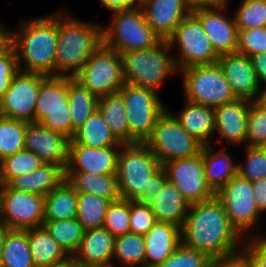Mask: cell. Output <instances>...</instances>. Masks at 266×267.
<instances>
[{
  "instance_id": "6da1fadb",
  "label": "cell",
  "mask_w": 266,
  "mask_h": 267,
  "mask_svg": "<svg viewBox=\"0 0 266 267\" xmlns=\"http://www.w3.org/2000/svg\"><path fill=\"white\" fill-rule=\"evenodd\" d=\"M244 238L230 224L225 208L215 197L190 204L181 228V243L212 261L242 251Z\"/></svg>"
},
{
  "instance_id": "7a4b0ae2",
  "label": "cell",
  "mask_w": 266,
  "mask_h": 267,
  "mask_svg": "<svg viewBox=\"0 0 266 267\" xmlns=\"http://www.w3.org/2000/svg\"><path fill=\"white\" fill-rule=\"evenodd\" d=\"M19 23L18 31L10 30L19 70L54 76L58 12Z\"/></svg>"
},
{
  "instance_id": "3957f363",
  "label": "cell",
  "mask_w": 266,
  "mask_h": 267,
  "mask_svg": "<svg viewBox=\"0 0 266 267\" xmlns=\"http://www.w3.org/2000/svg\"><path fill=\"white\" fill-rule=\"evenodd\" d=\"M102 43L101 25L59 11L54 76L73 77Z\"/></svg>"
},
{
  "instance_id": "277c9868",
  "label": "cell",
  "mask_w": 266,
  "mask_h": 267,
  "mask_svg": "<svg viewBox=\"0 0 266 267\" xmlns=\"http://www.w3.org/2000/svg\"><path fill=\"white\" fill-rule=\"evenodd\" d=\"M162 176V164L144 143L121 146L116 171L121 199L144 201Z\"/></svg>"
},
{
  "instance_id": "5b68a950",
  "label": "cell",
  "mask_w": 266,
  "mask_h": 267,
  "mask_svg": "<svg viewBox=\"0 0 266 267\" xmlns=\"http://www.w3.org/2000/svg\"><path fill=\"white\" fill-rule=\"evenodd\" d=\"M168 40L149 48L121 54L125 83L151 88L158 92L165 79L177 72L174 57L169 55Z\"/></svg>"
},
{
  "instance_id": "8992f818",
  "label": "cell",
  "mask_w": 266,
  "mask_h": 267,
  "mask_svg": "<svg viewBox=\"0 0 266 267\" xmlns=\"http://www.w3.org/2000/svg\"><path fill=\"white\" fill-rule=\"evenodd\" d=\"M110 25L102 27L103 44L120 55L156 45L161 38L147 23L143 9L113 11Z\"/></svg>"
},
{
  "instance_id": "52a82bcc",
  "label": "cell",
  "mask_w": 266,
  "mask_h": 267,
  "mask_svg": "<svg viewBox=\"0 0 266 267\" xmlns=\"http://www.w3.org/2000/svg\"><path fill=\"white\" fill-rule=\"evenodd\" d=\"M73 78L97 98L118 93L125 84L122 57L102 43Z\"/></svg>"
},
{
  "instance_id": "ba28073f",
  "label": "cell",
  "mask_w": 266,
  "mask_h": 267,
  "mask_svg": "<svg viewBox=\"0 0 266 267\" xmlns=\"http://www.w3.org/2000/svg\"><path fill=\"white\" fill-rule=\"evenodd\" d=\"M180 71L185 100L215 108L237 99L218 63L190 66Z\"/></svg>"
},
{
  "instance_id": "9c48e42d",
  "label": "cell",
  "mask_w": 266,
  "mask_h": 267,
  "mask_svg": "<svg viewBox=\"0 0 266 267\" xmlns=\"http://www.w3.org/2000/svg\"><path fill=\"white\" fill-rule=\"evenodd\" d=\"M144 144L162 165L171 160L196 156L203 147L167 109L158 117L151 136Z\"/></svg>"
},
{
  "instance_id": "30bf717a",
  "label": "cell",
  "mask_w": 266,
  "mask_h": 267,
  "mask_svg": "<svg viewBox=\"0 0 266 267\" xmlns=\"http://www.w3.org/2000/svg\"><path fill=\"white\" fill-rule=\"evenodd\" d=\"M119 92L123 96L129 122V144L145 143L158 117L168 108L158 92L151 88L125 83Z\"/></svg>"
},
{
  "instance_id": "8fae6325",
  "label": "cell",
  "mask_w": 266,
  "mask_h": 267,
  "mask_svg": "<svg viewBox=\"0 0 266 267\" xmlns=\"http://www.w3.org/2000/svg\"><path fill=\"white\" fill-rule=\"evenodd\" d=\"M34 123L72 138L68 102V76H47L41 83L35 106Z\"/></svg>"
},
{
  "instance_id": "7c38bea8",
  "label": "cell",
  "mask_w": 266,
  "mask_h": 267,
  "mask_svg": "<svg viewBox=\"0 0 266 267\" xmlns=\"http://www.w3.org/2000/svg\"><path fill=\"white\" fill-rule=\"evenodd\" d=\"M168 43L171 48L177 45L179 49L180 53L174 57L178 70L195 65L214 64L219 59L202 24L193 13L180 22Z\"/></svg>"
},
{
  "instance_id": "4fadbf2b",
  "label": "cell",
  "mask_w": 266,
  "mask_h": 267,
  "mask_svg": "<svg viewBox=\"0 0 266 267\" xmlns=\"http://www.w3.org/2000/svg\"><path fill=\"white\" fill-rule=\"evenodd\" d=\"M253 194L252 182L239 175L215 194L225 208L230 224L243 238L247 231L256 226L261 215Z\"/></svg>"
},
{
  "instance_id": "5bb4252c",
  "label": "cell",
  "mask_w": 266,
  "mask_h": 267,
  "mask_svg": "<svg viewBox=\"0 0 266 267\" xmlns=\"http://www.w3.org/2000/svg\"><path fill=\"white\" fill-rule=\"evenodd\" d=\"M0 222L10 230L41 227L44 222V196L12 190L4 185L0 203Z\"/></svg>"
},
{
  "instance_id": "9a60e30c",
  "label": "cell",
  "mask_w": 266,
  "mask_h": 267,
  "mask_svg": "<svg viewBox=\"0 0 266 267\" xmlns=\"http://www.w3.org/2000/svg\"><path fill=\"white\" fill-rule=\"evenodd\" d=\"M162 167L163 176L179 189L189 204L215 197L205 179L202 150L196 156L171 160Z\"/></svg>"
},
{
  "instance_id": "2e32d148",
  "label": "cell",
  "mask_w": 266,
  "mask_h": 267,
  "mask_svg": "<svg viewBox=\"0 0 266 267\" xmlns=\"http://www.w3.org/2000/svg\"><path fill=\"white\" fill-rule=\"evenodd\" d=\"M46 77L42 74L19 70L14 75L8 90L0 99V115L34 123L40 83Z\"/></svg>"
},
{
  "instance_id": "e0dca14e",
  "label": "cell",
  "mask_w": 266,
  "mask_h": 267,
  "mask_svg": "<svg viewBox=\"0 0 266 267\" xmlns=\"http://www.w3.org/2000/svg\"><path fill=\"white\" fill-rule=\"evenodd\" d=\"M227 7H196L192 10L219 56L236 52L238 46V28L234 16L232 19L225 17Z\"/></svg>"
},
{
  "instance_id": "ac0fdd59",
  "label": "cell",
  "mask_w": 266,
  "mask_h": 267,
  "mask_svg": "<svg viewBox=\"0 0 266 267\" xmlns=\"http://www.w3.org/2000/svg\"><path fill=\"white\" fill-rule=\"evenodd\" d=\"M24 139L25 149L35 153L43 163L60 165L66 170L70 139L64 134L27 122Z\"/></svg>"
},
{
  "instance_id": "d6986e66",
  "label": "cell",
  "mask_w": 266,
  "mask_h": 267,
  "mask_svg": "<svg viewBox=\"0 0 266 267\" xmlns=\"http://www.w3.org/2000/svg\"><path fill=\"white\" fill-rule=\"evenodd\" d=\"M217 63L237 99L259 100L261 88L250 57L233 52L219 56Z\"/></svg>"
},
{
  "instance_id": "ffe728a7",
  "label": "cell",
  "mask_w": 266,
  "mask_h": 267,
  "mask_svg": "<svg viewBox=\"0 0 266 267\" xmlns=\"http://www.w3.org/2000/svg\"><path fill=\"white\" fill-rule=\"evenodd\" d=\"M151 206L157 222H165L182 228L190 204L179 189L162 176L153 191L143 201Z\"/></svg>"
},
{
  "instance_id": "44dd1931",
  "label": "cell",
  "mask_w": 266,
  "mask_h": 267,
  "mask_svg": "<svg viewBox=\"0 0 266 267\" xmlns=\"http://www.w3.org/2000/svg\"><path fill=\"white\" fill-rule=\"evenodd\" d=\"M140 7L147 23L162 40H168L193 10L189 0H144Z\"/></svg>"
},
{
  "instance_id": "7402d4cb",
  "label": "cell",
  "mask_w": 266,
  "mask_h": 267,
  "mask_svg": "<svg viewBox=\"0 0 266 267\" xmlns=\"http://www.w3.org/2000/svg\"><path fill=\"white\" fill-rule=\"evenodd\" d=\"M120 149L121 146L94 148L84 145H69L65 172L116 174Z\"/></svg>"
},
{
  "instance_id": "603a6c76",
  "label": "cell",
  "mask_w": 266,
  "mask_h": 267,
  "mask_svg": "<svg viewBox=\"0 0 266 267\" xmlns=\"http://www.w3.org/2000/svg\"><path fill=\"white\" fill-rule=\"evenodd\" d=\"M114 242L104 227L86 230L72 258L79 267H117L112 263Z\"/></svg>"
},
{
  "instance_id": "cb8c5ba5",
  "label": "cell",
  "mask_w": 266,
  "mask_h": 267,
  "mask_svg": "<svg viewBox=\"0 0 266 267\" xmlns=\"http://www.w3.org/2000/svg\"><path fill=\"white\" fill-rule=\"evenodd\" d=\"M251 101L236 99L214 108L215 133L227 144L246 145L247 116Z\"/></svg>"
},
{
  "instance_id": "d4e9b609",
  "label": "cell",
  "mask_w": 266,
  "mask_h": 267,
  "mask_svg": "<svg viewBox=\"0 0 266 267\" xmlns=\"http://www.w3.org/2000/svg\"><path fill=\"white\" fill-rule=\"evenodd\" d=\"M144 267L163 263L181 244V228L171 223L157 222L145 235Z\"/></svg>"
},
{
  "instance_id": "484cf974",
  "label": "cell",
  "mask_w": 266,
  "mask_h": 267,
  "mask_svg": "<svg viewBox=\"0 0 266 267\" xmlns=\"http://www.w3.org/2000/svg\"><path fill=\"white\" fill-rule=\"evenodd\" d=\"M65 180V170L60 165L43 163L39 168L12 179L7 186L12 190L46 196Z\"/></svg>"
},
{
  "instance_id": "4316f807",
  "label": "cell",
  "mask_w": 266,
  "mask_h": 267,
  "mask_svg": "<svg viewBox=\"0 0 266 267\" xmlns=\"http://www.w3.org/2000/svg\"><path fill=\"white\" fill-rule=\"evenodd\" d=\"M179 113L173 114L180 125L203 145H211L215 133L214 108L185 100Z\"/></svg>"
},
{
  "instance_id": "83f0119b",
  "label": "cell",
  "mask_w": 266,
  "mask_h": 267,
  "mask_svg": "<svg viewBox=\"0 0 266 267\" xmlns=\"http://www.w3.org/2000/svg\"><path fill=\"white\" fill-rule=\"evenodd\" d=\"M211 145H203L202 160L204 175L208 186L216 194L233 177L238 175V163L232 161L231 156L223 151L213 152Z\"/></svg>"
},
{
  "instance_id": "f1b7e54d",
  "label": "cell",
  "mask_w": 266,
  "mask_h": 267,
  "mask_svg": "<svg viewBox=\"0 0 266 267\" xmlns=\"http://www.w3.org/2000/svg\"><path fill=\"white\" fill-rule=\"evenodd\" d=\"M65 179L77 193L95 194L110 202L120 199L116 174L65 172Z\"/></svg>"
},
{
  "instance_id": "f546056e",
  "label": "cell",
  "mask_w": 266,
  "mask_h": 267,
  "mask_svg": "<svg viewBox=\"0 0 266 267\" xmlns=\"http://www.w3.org/2000/svg\"><path fill=\"white\" fill-rule=\"evenodd\" d=\"M69 145H84L86 147L102 148L108 146H122L111 132L102 114L96 109L93 114L75 130Z\"/></svg>"
},
{
  "instance_id": "4dcf8cb0",
  "label": "cell",
  "mask_w": 266,
  "mask_h": 267,
  "mask_svg": "<svg viewBox=\"0 0 266 267\" xmlns=\"http://www.w3.org/2000/svg\"><path fill=\"white\" fill-rule=\"evenodd\" d=\"M28 243L35 267H47L70 258L43 226L28 229Z\"/></svg>"
},
{
  "instance_id": "1f68e13d",
  "label": "cell",
  "mask_w": 266,
  "mask_h": 267,
  "mask_svg": "<svg viewBox=\"0 0 266 267\" xmlns=\"http://www.w3.org/2000/svg\"><path fill=\"white\" fill-rule=\"evenodd\" d=\"M77 192L65 179L44 197V220L76 218Z\"/></svg>"
},
{
  "instance_id": "d6a6232c",
  "label": "cell",
  "mask_w": 266,
  "mask_h": 267,
  "mask_svg": "<svg viewBox=\"0 0 266 267\" xmlns=\"http://www.w3.org/2000/svg\"><path fill=\"white\" fill-rule=\"evenodd\" d=\"M97 109L114 136L121 143L129 144V122L122 94L118 92L98 98Z\"/></svg>"
},
{
  "instance_id": "836d02e7",
  "label": "cell",
  "mask_w": 266,
  "mask_h": 267,
  "mask_svg": "<svg viewBox=\"0 0 266 267\" xmlns=\"http://www.w3.org/2000/svg\"><path fill=\"white\" fill-rule=\"evenodd\" d=\"M68 102L72 121V137L97 109L98 98L73 77H68Z\"/></svg>"
},
{
  "instance_id": "e575fe53",
  "label": "cell",
  "mask_w": 266,
  "mask_h": 267,
  "mask_svg": "<svg viewBox=\"0 0 266 267\" xmlns=\"http://www.w3.org/2000/svg\"><path fill=\"white\" fill-rule=\"evenodd\" d=\"M1 267H35L28 243V229L8 231Z\"/></svg>"
},
{
  "instance_id": "d590c367",
  "label": "cell",
  "mask_w": 266,
  "mask_h": 267,
  "mask_svg": "<svg viewBox=\"0 0 266 267\" xmlns=\"http://www.w3.org/2000/svg\"><path fill=\"white\" fill-rule=\"evenodd\" d=\"M42 226L70 257L77 251L85 232L76 218L44 220Z\"/></svg>"
},
{
  "instance_id": "8d00e7d4",
  "label": "cell",
  "mask_w": 266,
  "mask_h": 267,
  "mask_svg": "<svg viewBox=\"0 0 266 267\" xmlns=\"http://www.w3.org/2000/svg\"><path fill=\"white\" fill-rule=\"evenodd\" d=\"M110 201L89 193H77L76 219L84 230L103 227Z\"/></svg>"
},
{
  "instance_id": "74e56055",
  "label": "cell",
  "mask_w": 266,
  "mask_h": 267,
  "mask_svg": "<svg viewBox=\"0 0 266 267\" xmlns=\"http://www.w3.org/2000/svg\"><path fill=\"white\" fill-rule=\"evenodd\" d=\"M122 267H144L145 241L144 235L131 232L115 237L113 259Z\"/></svg>"
},
{
  "instance_id": "f35d334b",
  "label": "cell",
  "mask_w": 266,
  "mask_h": 267,
  "mask_svg": "<svg viewBox=\"0 0 266 267\" xmlns=\"http://www.w3.org/2000/svg\"><path fill=\"white\" fill-rule=\"evenodd\" d=\"M27 122L0 115V161L25 148Z\"/></svg>"
},
{
  "instance_id": "ab89813d",
  "label": "cell",
  "mask_w": 266,
  "mask_h": 267,
  "mask_svg": "<svg viewBox=\"0 0 266 267\" xmlns=\"http://www.w3.org/2000/svg\"><path fill=\"white\" fill-rule=\"evenodd\" d=\"M42 164L35 153L24 148L0 161V179L7 185L12 179L32 172Z\"/></svg>"
},
{
  "instance_id": "60d3db41",
  "label": "cell",
  "mask_w": 266,
  "mask_h": 267,
  "mask_svg": "<svg viewBox=\"0 0 266 267\" xmlns=\"http://www.w3.org/2000/svg\"><path fill=\"white\" fill-rule=\"evenodd\" d=\"M238 6L233 15L238 30L266 27V0H242Z\"/></svg>"
},
{
  "instance_id": "b9f144b4",
  "label": "cell",
  "mask_w": 266,
  "mask_h": 267,
  "mask_svg": "<svg viewBox=\"0 0 266 267\" xmlns=\"http://www.w3.org/2000/svg\"><path fill=\"white\" fill-rule=\"evenodd\" d=\"M246 145L266 147V107L259 101L251 102L249 107Z\"/></svg>"
},
{
  "instance_id": "7bdbcfd3",
  "label": "cell",
  "mask_w": 266,
  "mask_h": 267,
  "mask_svg": "<svg viewBox=\"0 0 266 267\" xmlns=\"http://www.w3.org/2000/svg\"><path fill=\"white\" fill-rule=\"evenodd\" d=\"M103 227L114 237L130 232V201L118 199L110 202Z\"/></svg>"
},
{
  "instance_id": "ee69618b",
  "label": "cell",
  "mask_w": 266,
  "mask_h": 267,
  "mask_svg": "<svg viewBox=\"0 0 266 267\" xmlns=\"http://www.w3.org/2000/svg\"><path fill=\"white\" fill-rule=\"evenodd\" d=\"M245 163H238V175L251 182L266 178V147L246 146Z\"/></svg>"
},
{
  "instance_id": "f6af8a7d",
  "label": "cell",
  "mask_w": 266,
  "mask_h": 267,
  "mask_svg": "<svg viewBox=\"0 0 266 267\" xmlns=\"http://www.w3.org/2000/svg\"><path fill=\"white\" fill-rule=\"evenodd\" d=\"M212 262L204 253L181 243L170 257L155 267H212Z\"/></svg>"
},
{
  "instance_id": "bcb514c9",
  "label": "cell",
  "mask_w": 266,
  "mask_h": 267,
  "mask_svg": "<svg viewBox=\"0 0 266 267\" xmlns=\"http://www.w3.org/2000/svg\"><path fill=\"white\" fill-rule=\"evenodd\" d=\"M236 52L245 54L248 57L266 52V27L238 30Z\"/></svg>"
},
{
  "instance_id": "7dc6e473",
  "label": "cell",
  "mask_w": 266,
  "mask_h": 267,
  "mask_svg": "<svg viewBox=\"0 0 266 267\" xmlns=\"http://www.w3.org/2000/svg\"><path fill=\"white\" fill-rule=\"evenodd\" d=\"M157 223L151 206L143 201H130V232L145 235Z\"/></svg>"
},
{
  "instance_id": "c3c4849f",
  "label": "cell",
  "mask_w": 266,
  "mask_h": 267,
  "mask_svg": "<svg viewBox=\"0 0 266 267\" xmlns=\"http://www.w3.org/2000/svg\"><path fill=\"white\" fill-rule=\"evenodd\" d=\"M18 71L17 55L14 47L10 44L0 54V99L8 90L14 75Z\"/></svg>"
},
{
  "instance_id": "681fc988",
  "label": "cell",
  "mask_w": 266,
  "mask_h": 267,
  "mask_svg": "<svg viewBox=\"0 0 266 267\" xmlns=\"http://www.w3.org/2000/svg\"><path fill=\"white\" fill-rule=\"evenodd\" d=\"M242 251L250 258L253 267H266V235H246Z\"/></svg>"
},
{
  "instance_id": "f907efd6",
  "label": "cell",
  "mask_w": 266,
  "mask_h": 267,
  "mask_svg": "<svg viewBox=\"0 0 266 267\" xmlns=\"http://www.w3.org/2000/svg\"><path fill=\"white\" fill-rule=\"evenodd\" d=\"M212 267H253V263L243 251H240L213 261Z\"/></svg>"
},
{
  "instance_id": "816d5d0a",
  "label": "cell",
  "mask_w": 266,
  "mask_h": 267,
  "mask_svg": "<svg viewBox=\"0 0 266 267\" xmlns=\"http://www.w3.org/2000/svg\"><path fill=\"white\" fill-rule=\"evenodd\" d=\"M253 195L256 207L260 213H266V178H261L252 182Z\"/></svg>"
},
{
  "instance_id": "f5cc1de1",
  "label": "cell",
  "mask_w": 266,
  "mask_h": 267,
  "mask_svg": "<svg viewBox=\"0 0 266 267\" xmlns=\"http://www.w3.org/2000/svg\"><path fill=\"white\" fill-rule=\"evenodd\" d=\"M250 59L259 85H261L260 83H264L266 86V52L251 56Z\"/></svg>"
},
{
  "instance_id": "db71d44e",
  "label": "cell",
  "mask_w": 266,
  "mask_h": 267,
  "mask_svg": "<svg viewBox=\"0 0 266 267\" xmlns=\"http://www.w3.org/2000/svg\"><path fill=\"white\" fill-rule=\"evenodd\" d=\"M111 12L116 10H130L140 6L137 0H99Z\"/></svg>"
},
{
  "instance_id": "11a10c76",
  "label": "cell",
  "mask_w": 266,
  "mask_h": 267,
  "mask_svg": "<svg viewBox=\"0 0 266 267\" xmlns=\"http://www.w3.org/2000/svg\"><path fill=\"white\" fill-rule=\"evenodd\" d=\"M231 0H189L193 8L196 7H209V6H228Z\"/></svg>"
},
{
  "instance_id": "9f6ffc18",
  "label": "cell",
  "mask_w": 266,
  "mask_h": 267,
  "mask_svg": "<svg viewBox=\"0 0 266 267\" xmlns=\"http://www.w3.org/2000/svg\"><path fill=\"white\" fill-rule=\"evenodd\" d=\"M10 45V30L0 26V54Z\"/></svg>"
},
{
  "instance_id": "6f0895ef",
  "label": "cell",
  "mask_w": 266,
  "mask_h": 267,
  "mask_svg": "<svg viewBox=\"0 0 266 267\" xmlns=\"http://www.w3.org/2000/svg\"><path fill=\"white\" fill-rule=\"evenodd\" d=\"M9 230L10 229L5 224L0 222V267H1L2 256H3L4 241Z\"/></svg>"
},
{
  "instance_id": "680465c9",
  "label": "cell",
  "mask_w": 266,
  "mask_h": 267,
  "mask_svg": "<svg viewBox=\"0 0 266 267\" xmlns=\"http://www.w3.org/2000/svg\"><path fill=\"white\" fill-rule=\"evenodd\" d=\"M47 267H79L77 263L74 261L72 257L68 258L67 260L54 264V265H49Z\"/></svg>"
},
{
  "instance_id": "91938a15",
  "label": "cell",
  "mask_w": 266,
  "mask_h": 267,
  "mask_svg": "<svg viewBox=\"0 0 266 267\" xmlns=\"http://www.w3.org/2000/svg\"><path fill=\"white\" fill-rule=\"evenodd\" d=\"M262 90L258 101L266 107V87L264 86Z\"/></svg>"
},
{
  "instance_id": "94428289",
  "label": "cell",
  "mask_w": 266,
  "mask_h": 267,
  "mask_svg": "<svg viewBox=\"0 0 266 267\" xmlns=\"http://www.w3.org/2000/svg\"><path fill=\"white\" fill-rule=\"evenodd\" d=\"M4 188V183L2 182V180L0 179V203H1V197H2V191Z\"/></svg>"
},
{
  "instance_id": "6125c7cd",
  "label": "cell",
  "mask_w": 266,
  "mask_h": 267,
  "mask_svg": "<svg viewBox=\"0 0 266 267\" xmlns=\"http://www.w3.org/2000/svg\"><path fill=\"white\" fill-rule=\"evenodd\" d=\"M140 4L144 1V0H137Z\"/></svg>"
}]
</instances>
